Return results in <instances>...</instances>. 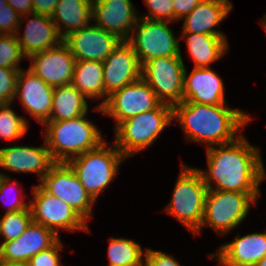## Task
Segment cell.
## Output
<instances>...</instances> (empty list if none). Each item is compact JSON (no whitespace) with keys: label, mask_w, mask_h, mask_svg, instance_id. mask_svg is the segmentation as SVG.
Masks as SVG:
<instances>
[{"label":"cell","mask_w":266,"mask_h":266,"mask_svg":"<svg viewBox=\"0 0 266 266\" xmlns=\"http://www.w3.org/2000/svg\"><path fill=\"white\" fill-rule=\"evenodd\" d=\"M206 149L208 170L198 169L208 189L241 193H261L266 179L259 148L242 134L236 140ZM213 181V185H212Z\"/></svg>","instance_id":"6da1fadb"},{"label":"cell","mask_w":266,"mask_h":266,"mask_svg":"<svg viewBox=\"0 0 266 266\" xmlns=\"http://www.w3.org/2000/svg\"><path fill=\"white\" fill-rule=\"evenodd\" d=\"M187 141L203 143L207 148L236 140L251 121L249 114L227 105L181 102L172 107ZM189 139V140H188Z\"/></svg>","instance_id":"7a4b0ae2"},{"label":"cell","mask_w":266,"mask_h":266,"mask_svg":"<svg viewBox=\"0 0 266 266\" xmlns=\"http://www.w3.org/2000/svg\"><path fill=\"white\" fill-rule=\"evenodd\" d=\"M44 140L55 163H67L103 142L102 132L86 118V114L70 120L47 121Z\"/></svg>","instance_id":"3957f363"},{"label":"cell","mask_w":266,"mask_h":266,"mask_svg":"<svg viewBox=\"0 0 266 266\" xmlns=\"http://www.w3.org/2000/svg\"><path fill=\"white\" fill-rule=\"evenodd\" d=\"M172 106L159 107L120 122L115 128V146L126 157L151 146L160 133L172 124Z\"/></svg>","instance_id":"277c9868"},{"label":"cell","mask_w":266,"mask_h":266,"mask_svg":"<svg viewBox=\"0 0 266 266\" xmlns=\"http://www.w3.org/2000/svg\"><path fill=\"white\" fill-rule=\"evenodd\" d=\"M125 159L115 144L110 147L109 143L104 141L96 149L74 157L67 164L89 195L97 201L99 195L117 176L119 165Z\"/></svg>","instance_id":"5b68a950"},{"label":"cell","mask_w":266,"mask_h":266,"mask_svg":"<svg viewBox=\"0 0 266 266\" xmlns=\"http://www.w3.org/2000/svg\"><path fill=\"white\" fill-rule=\"evenodd\" d=\"M207 190L198 168L182 164L172 199L165 212L194 234L202 223Z\"/></svg>","instance_id":"8992f818"},{"label":"cell","mask_w":266,"mask_h":266,"mask_svg":"<svg viewBox=\"0 0 266 266\" xmlns=\"http://www.w3.org/2000/svg\"><path fill=\"white\" fill-rule=\"evenodd\" d=\"M260 194L208 189L202 223L194 235L201 234L203 226L211 227L219 235L230 233L246 218Z\"/></svg>","instance_id":"52a82bcc"},{"label":"cell","mask_w":266,"mask_h":266,"mask_svg":"<svg viewBox=\"0 0 266 266\" xmlns=\"http://www.w3.org/2000/svg\"><path fill=\"white\" fill-rule=\"evenodd\" d=\"M169 21L138 18L127 42L132 46L142 66L150 59L181 55L180 46Z\"/></svg>","instance_id":"ba28073f"},{"label":"cell","mask_w":266,"mask_h":266,"mask_svg":"<svg viewBox=\"0 0 266 266\" xmlns=\"http://www.w3.org/2000/svg\"><path fill=\"white\" fill-rule=\"evenodd\" d=\"M185 68L182 55L157 57L142 65L141 77L162 103L173 107L182 102Z\"/></svg>","instance_id":"9c48e42d"},{"label":"cell","mask_w":266,"mask_h":266,"mask_svg":"<svg viewBox=\"0 0 266 266\" xmlns=\"http://www.w3.org/2000/svg\"><path fill=\"white\" fill-rule=\"evenodd\" d=\"M162 102L141 77L137 81L111 93L93 110L102 112L116 121L115 127L122 121L143 112L159 107Z\"/></svg>","instance_id":"30bf717a"},{"label":"cell","mask_w":266,"mask_h":266,"mask_svg":"<svg viewBox=\"0 0 266 266\" xmlns=\"http://www.w3.org/2000/svg\"><path fill=\"white\" fill-rule=\"evenodd\" d=\"M33 199L29 202L32 220L51 229L59 236V229L65 231H89L86 221L74 208L58 197L45 192L39 185H34Z\"/></svg>","instance_id":"8fae6325"},{"label":"cell","mask_w":266,"mask_h":266,"mask_svg":"<svg viewBox=\"0 0 266 266\" xmlns=\"http://www.w3.org/2000/svg\"><path fill=\"white\" fill-rule=\"evenodd\" d=\"M39 186L48 194L66 202L86 221L93 216L92 207L96 201L85 190L67 163H55L41 179Z\"/></svg>","instance_id":"7c38bea8"},{"label":"cell","mask_w":266,"mask_h":266,"mask_svg":"<svg viewBox=\"0 0 266 266\" xmlns=\"http://www.w3.org/2000/svg\"><path fill=\"white\" fill-rule=\"evenodd\" d=\"M28 59L31 61L28 69L51 87L72 83L76 59L64 41Z\"/></svg>","instance_id":"4fadbf2b"},{"label":"cell","mask_w":266,"mask_h":266,"mask_svg":"<svg viewBox=\"0 0 266 266\" xmlns=\"http://www.w3.org/2000/svg\"><path fill=\"white\" fill-rule=\"evenodd\" d=\"M59 238L51 229L32 221L17 239L0 244V262L25 266L30 258L50 248Z\"/></svg>","instance_id":"5bb4252c"},{"label":"cell","mask_w":266,"mask_h":266,"mask_svg":"<svg viewBox=\"0 0 266 266\" xmlns=\"http://www.w3.org/2000/svg\"><path fill=\"white\" fill-rule=\"evenodd\" d=\"M63 41L76 60L103 62L122 40L90 24L88 27L70 33Z\"/></svg>","instance_id":"9a60e30c"},{"label":"cell","mask_w":266,"mask_h":266,"mask_svg":"<svg viewBox=\"0 0 266 266\" xmlns=\"http://www.w3.org/2000/svg\"><path fill=\"white\" fill-rule=\"evenodd\" d=\"M131 0H93L92 19L96 26L127 41L138 15Z\"/></svg>","instance_id":"2e32d148"},{"label":"cell","mask_w":266,"mask_h":266,"mask_svg":"<svg viewBox=\"0 0 266 266\" xmlns=\"http://www.w3.org/2000/svg\"><path fill=\"white\" fill-rule=\"evenodd\" d=\"M54 88L45 83L31 70L20 69L15 97L31 116L42 125L51 117Z\"/></svg>","instance_id":"e0dca14e"},{"label":"cell","mask_w":266,"mask_h":266,"mask_svg":"<svg viewBox=\"0 0 266 266\" xmlns=\"http://www.w3.org/2000/svg\"><path fill=\"white\" fill-rule=\"evenodd\" d=\"M102 63L104 88L108 96L141 78L142 66L127 41H121Z\"/></svg>","instance_id":"ac0fdd59"},{"label":"cell","mask_w":266,"mask_h":266,"mask_svg":"<svg viewBox=\"0 0 266 266\" xmlns=\"http://www.w3.org/2000/svg\"><path fill=\"white\" fill-rule=\"evenodd\" d=\"M224 83L211 67H194L188 75L184 71L182 102L206 105H225Z\"/></svg>","instance_id":"d6986e66"},{"label":"cell","mask_w":266,"mask_h":266,"mask_svg":"<svg viewBox=\"0 0 266 266\" xmlns=\"http://www.w3.org/2000/svg\"><path fill=\"white\" fill-rule=\"evenodd\" d=\"M55 164L44 141V147L10 146L0 148V168L12 172L37 173L39 182Z\"/></svg>","instance_id":"ffe728a7"},{"label":"cell","mask_w":266,"mask_h":266,"mask_svg":"<svg viewBox=\"0 0 266 266\" xmlns=\"http://www.w3.org/2000/svg\"><path fill=\"white\" fill-rule=\"evenodd\" d=\"M29 14L24 27V35L16 33L22 52L26 58L59 45L63 38L60 36L55 23L49 16L32 13Z\"/></svg>","instance_id":"44dd1931"},{"label":"cell","mask_w":266,"mask_h":266,"mask_svg":"<svg viewBox=\"0 0 266 266\" xmlns=\"http://www.w3.org/2000/svg\"><path fill=\"white\" fill-rule=\"evenodd\" d=\"M233 4L229 0H203L188 15L183 17L182 33H198L226 36L217 30L230 13Z\"/></svg>","instance_id":"7402d4cb"},{"label":"cell","mask_w":266,"mask_h":266,"mask_svg":"<svg viewBox=\"0 0 266 266\" xmlns=\"http://www.w3.org/2000/svg\"><path fill=\"white\" fill-rule=\"evenodd\" d=\"M218 255L226 262L236 266H256L266 256V231L237 235L234 241L223 244Z\"/></svg>","instance_id":"603a6c76"},{"label":"cell","mask_w":266,"mask_h":266,"mask_svg":"<svg viewBox=\"0 0 266 266\" xmlns=\"http://www.w3.org/2000/svg\"><path fill=\"white\" fill-rule=\"evenodd\" d=\"M92 3L93 0L58 1L51 18L63 39L70 33L88 27L91 24Z\"/></svg>","instance_id":"cb8c5ba5"},{"label":"cell","mask_w":266,"mask_h":266,"mask_svg":"<svg viewBox=\"0 0 266 266\" xmlns=\"http://www.w3.org/2000/svg\"><path fill=\"white\" fill-rule=\"evenodd\" d=\"M186 40L188 55L195 63L194 67L206 68L217 62L228 51L226 36H213L198 33H181Z\"/></svg>","instance_id":"d4e9b609"},{"label":"cell","mask_w":266,"mask_h":266,"mask_svg":"<svg viewBox=\"0 0 266 266\" xmlns=\"http://www.w3.org/2000/svg\"><path fill=\"white\" fill-rule=\"evenodd\" d=\"M88 111L86 97L73 84L62 85L54 88L51 117L48 121L75 119Z\"/></svg>","instance_id":"484cf974"},{"label":"cell","mask_w":266,"mask_h":266,"mask_svg":"<svg viewBox=\"0 0 266 266\" xmlns=\"http://www.w3.org/2000/svg\"><path fill=\"white\" fill-rule=\"evenodd\" d=\"M71 84L88 99L108 98L104 88V71L101 61L76 60Z\"/></svg>","instance_id":"4316f807"},{"label":"cell","mask_w":266,"mask_h":266,"mask_svg":"<svg viewBox=\"0 0 266 266\" xmlns=\"http://www.w3.org/2000/svg\"><path fill=\"white\" fill-rule=\"evenodd\" d=\"M108 265L114 266H144V256L141 245L132 239L113 238L109 240Z\"/></svg>","instance_id":"83f0119b"},{"label":"cell","mask_w":266,"mask_h":266,"mask_svg":"<svg viewBox=\"0 0 266 266\" xmlns=\"http://www.w3.org/2000/svg\"><path fill=\"white\" fill-rule=\"evenodd\" d=\"M12 104H0V138L15 141L25 136L28 130L26 118L16 115L11 109Z\"/></svg>","instance_id":"f1b7e54d"},{"label":"cell","mask_w":266,"mask_h":266,"mask_svg":"<svg viewBox=\"0 0 266 266\" xmlns=\"http://www.w3.org/2000/svg\"><path fill=\"white\" fill-rule=\"evenodd\" d=\"M32 221L30 208L5 213L0 219V236L2 235L5 239L3 242L17 239Z\"/></svg>","instance_id":"f546056e"},{"label":"cell","mask_w":266,"mask_h":266,"mask_svg":"<svg viewBox=\"0 0 266 266\" xmlns=\"http://www.w3.org/2000/svg\"><path fill=\"white\" fill-rule=\"evenodd\" d=\"M26 59L16 34L0 35V67L21 69L20 61Z\"/></svg>","instance_id":"4dcf8cb0"},{"label":"cell","mask_w":266,"mask_h":266,"mask_svg":"<svg viewBox=\"0 0 266 266\" xmlns=\"http://www.w3.org/2000/svg\"><path fill=\"white\" fill-rule=\"evenodd\" d=\"M20 69L0 67V104L15 100L16 83Z\"/></svg>","instance_id":"1f68e13d"},{"label":"cell","mask_w":266,"mask_h":266,"mask_svg":"<svg viewBox=\"0 0 266 266\" xmlns=\"http://www.w3.org/2000/svg\"><path fill=\"white\" fill-rule=\"evenodd\" d=\"M149 12L140 18L174 22L173 0H144Z\"/></svg>","instance_id":"d6a6232c"},{"label":"cell","mask_w":266,"mask_h":266,"mask_svg":"<svg viewBox=\"0 0 266 266\" xmlns=\"http://www.w3.org/2000/svg\"><path fill=\"white\" fill-rule=\"evenodd\" d=\"M62 248L63 244L59 238L50 248L42 250L30 258L25 266H62L59 257Z\"/></svg>","instance_id":"836d02e7"},{"label":"cell","mask_w":266,"mask_h":266,"mask_svg":"<svg viewBox=\"0 0 266 266\" xmlns=\"http://www.w3.org/2000/svg\"><path fill=\"white\" fill-rule=\"evenodd\" d=\"M22 21L24 19L8 4L0 7V35L16 34L21 30Z\"/></svg>","instance_id":"e575fe53"},{"label":"cell","mask_w":266,"mask_h":266,"mask_svg":"<svg viewBox=\"0 0 266 266\" xmlns=\"http://www.w3.org/2000/svg\"><path fill=\"white\" fill-rule=\"evenodd\" d=\"M15 184H17V181L11 182L10 176L4 175L1 181V184H0V198L1 196L7 197L8 189H10L13 186L15 187ZM5 199H4V202L7 201V200L5 201ZM11 200H8L9 203L7 202V206H6L7 210L5 211V213L16 212V211L25 210L29 208V203L24 202V199H22L21 196H20V199L17 197L15 199L13 198L12 201Z\"/></svg>","instance_id":"d590c367"},{"label":"cell","mask_w":266,"mask_h":266,"mask_svg":"<svg viewBox=\"0 0 266 266\" xmlns=\"http://www.w3.org/2000/svg\"><path fill=\"white\" fill-rule=\"evenodd\" d=\"M144 259V266H180L178 261L171 255L149 248L145 251Z\"/></svg>","instance_id":"8d00e7d4"},{"label":"cell","mask_w":266,"mask_h":266,"mask_svg":"<svg viewBox=\"0 0 266 266\" xmlns=\"http://www.w3.org/2000/svg\"><path fill=\"white\" fill-rule=\"evenodd\" d=\"M174 21L182 19L188 15L203 0H173Z\"/></svg>","instance_id":"74e56055"},{"label":"cell","mask_w":266,"mask_h":266,"mask_svg":"<svg viewBox=\"0 0 266 266\" xmlns=\"http://www.w3.org/2000/svg\"><path fill=\"white\" fill-rule=\"evenodd\" d=\"M59 0H32L33 13L51 17Z\"/></svg>","instance_id":"f35d334b"},{"label":"cell","mask_w":266,"mask_h":266,"mask_svg":"<svg viewBox=\"0 0 266 266\" xmlns=\"http://www.w3.org/2000/svg\"><path fill=\"white\" fill-rule=\"evenodd\" d=\"M7 4L14 9L20 17L33 13L32 0H7Z\"/></svg>","instance_id":"ab89813d"},{"label":"cell","mask_w":266,"mask_h":266,"mask_svg":"<svg viewBox=\"0 0 266 266\" xmlns=\"http://www.w3.org/2000/svg\"><path fill=\"white\" fill-rule=\"evenodd\" d=\"M210 257L211 259H216L219 261V264L221 266H236V265H233V264H230L228 262H226L224 259H222L218 254H210Z\"/></svg>","instance_id":"60d3db41"},{"label":"cell","mask_w":266,"mask_h":266,"mask_svg":"<svg viewBox=\"0 0 266 266\" xmlns=\"http://www.w3.org/2000/svg\"><path fill=\"white\" fill-rule=\"evenodd\" d=\"M256 266H266V256L259 260Z\"/></svg>","instance_id":"b9f144b4"},{"label":"cell","mask_w":266,"mask_h":266,"mask_svg":"<svg viewBox=\"0 0 266 266\" xmlns=\"http://www.w3.org/2000/svg\"><path fill=\"white\" fill-rule=\"evenodd\" d=\"M0 266H23V265L10 264V263H3V262H0Z\"/></svg>","instance_id":"7bdbcfd3"},{"label":"cell","mask_w":266,"mask_h":266,"mask_svg":"<svg viewBox=\"0 0 266 266\" xmlns=\"http://www.w3.org/2000/svg\"><path fill=\"white\" fill-rule=\"evenodd\" d=\"M263 28L266 30V14L264 15V19H261V23Z\"/></svg>","instance_id":"ee69618b"},{"label":"cell","mask_w":266,"mask_h":266,"mask_svg":"<svg viewBox=\"0 0 266 266\" xmlns=\"http://www.w3.org/2000/svg\"><path fill=\"white\" fill-rule=\"evenodd\" d=\"M7 0H0V7H5Z\"/></svg>","instance_id":"f6af8a7d"},{"label":"cell","mask_w":266,"mask_h":266,"mask_svg":"<svg viewBox=\"0 0 266 266\" xmlns=\"http://www.w3.org/2000/svg\"><path fill=\"white\" fill-rule=\"evenodd\" d=\"M5 174L0 173V184Z\"/></svg>","instance_id":"bcb514c9"}]
</instances>
